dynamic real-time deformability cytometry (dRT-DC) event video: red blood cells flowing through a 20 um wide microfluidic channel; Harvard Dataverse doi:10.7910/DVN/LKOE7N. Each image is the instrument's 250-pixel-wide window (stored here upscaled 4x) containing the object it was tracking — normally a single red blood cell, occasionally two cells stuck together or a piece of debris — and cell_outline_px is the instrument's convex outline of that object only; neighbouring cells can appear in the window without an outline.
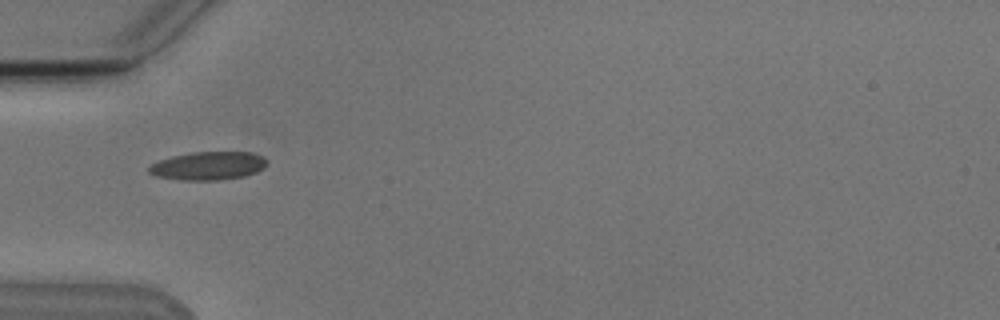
{"species": "Egyptian fruit bat (a non-hibernating species)", "species_latin": "Rousettus aegyptiacus", "temperature_condition": "cold", "stored_images_in_passage": 3, "camera_frame_rate_fps": 3000, "um_per_image_px": 0.085, "animal": {"sex": "male"}, "frame": {"image": 1, "passage_image": 1, "time_ms": 0.0, "image_size_px": [1000, 320], "cell_outline_px": [[268, 164], [264, 168], [256, 172], [244, 176], [220, 180], [180, 180], [156, 176], [148, 172], [148, 168], [152, 164], [160, 160], [172, 156], [192, 152], [252, 152], [264, 156], [268, 160]], "centroid_in_image_um": [17.74, 14.09], "position_along_channel_um": 67.3, "area_um2": 19.59}}
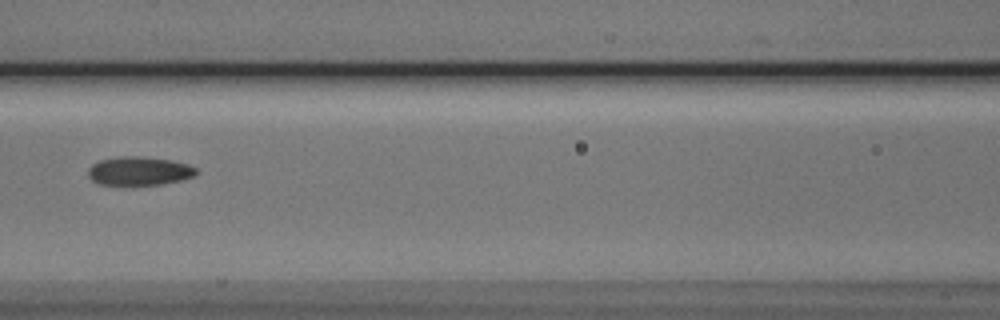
{"frame": {"image": 2, "passage_image": 3, "time_ms": 2.333, "image_size_px": [1000, 320], "cell_outline_px": [[196, 172], [192, 176], [180, 180], [160, 184], [100, 184], [92, 180], [88, 176], [88, 168], [92, 164], [100, 160], [120, 156], [140, 156], [172, 160], [188, 164], [196, 168]], "centroid_in_image_um": [11.8, 14.51], "position_along_channel_um": 154.8, "area_um2": 17.8}}